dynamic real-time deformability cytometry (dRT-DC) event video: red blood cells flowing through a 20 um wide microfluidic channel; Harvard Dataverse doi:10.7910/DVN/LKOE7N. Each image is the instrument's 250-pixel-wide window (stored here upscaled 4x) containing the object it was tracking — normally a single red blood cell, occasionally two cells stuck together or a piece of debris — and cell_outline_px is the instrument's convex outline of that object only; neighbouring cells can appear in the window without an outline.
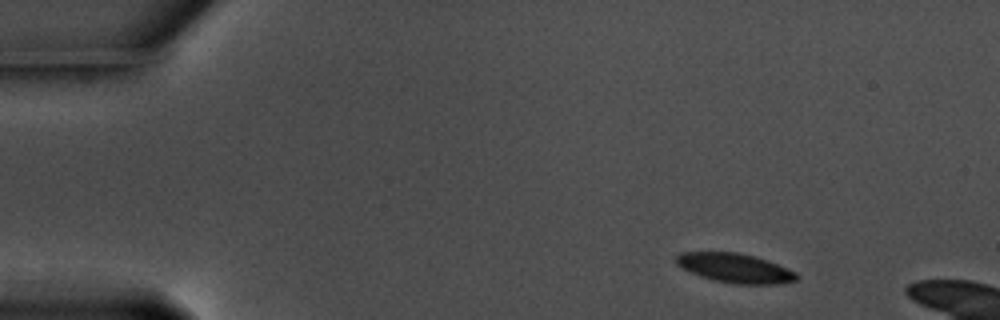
{"species": "common noctule bat (a hibernating species)", "species_latin": "Nyctalus noctula", "temperature_condition": "warm", "stored_images_in_passage": 8, "camera_frame_rate_fps": 3000, "um_per_image_px": 0.085, "animal": {"sex": "male", "body_mass_g": 17.5, "forearm_length_mm": 52.3}, "frame": {"image": 1, "passage_image": 1, "time_ms": 0.0, "image_size_px": [1000, 320], "cell_outline_px": [[796, 280], [780, 284], [736, 284], [712, 280], [700, 276], [676, 264], [676, 256], [680, 252], [736, 252], [768, 260], [788, 268], [796, 272]], "centroid_in_image_um": [62.48, 22.79], "position_along_channel_um": 22.5, "area_um2": 20.46}}